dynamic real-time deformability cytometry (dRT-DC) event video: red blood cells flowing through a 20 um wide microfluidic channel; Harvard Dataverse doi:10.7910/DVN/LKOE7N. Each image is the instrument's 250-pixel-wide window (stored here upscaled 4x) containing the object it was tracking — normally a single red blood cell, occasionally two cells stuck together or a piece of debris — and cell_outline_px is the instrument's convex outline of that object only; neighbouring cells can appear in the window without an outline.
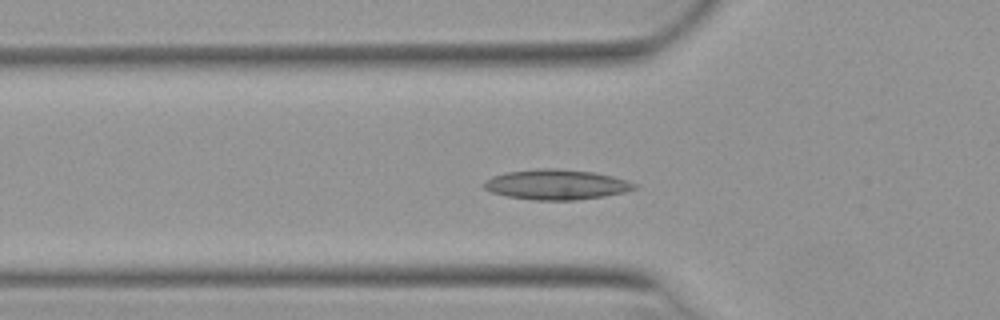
{"species": "Egyptian fruit bat (a non-hibernating species)", "species_latin": "Rousettus aegyptiacus", "temperature_condition": "warm", "stored_images_in_passage": 40, "camera_frame_rate_fps": 3000, "um_per_image_px": 0.085, "animal": {"sex": "female"}, "frame": {"image": 1, "passage_image": 14, "time_ms": 4.333, "image_size_px": [1000, 320], "cell_outline_px": [[636, 188], [624, 192], [604, 196], [576, 200], [532, 200], [508, 196], [492, 192], [484, 188], [484, 180], [492, 176], [508, 172], [536, 168], [556, 168], [592, 172], [612, 176], [636, 184]], "centroid_in_image_um": [47.26, 15.68], "position_along_channel_um": 78.5, "area_um2": 26.24}}
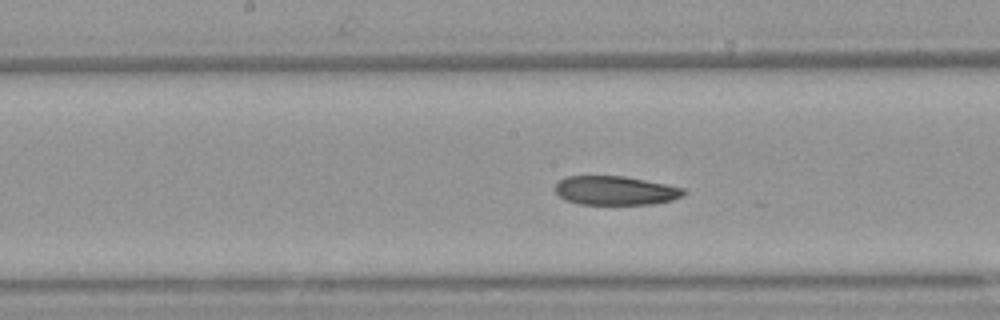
{"frame": {"image": 2, "passage_image": 23, "time_ms": 7.333, "image_size_px": [1000, 320], "cell_outline_px": [[688, 192], [684, 196], [672, 200], [652, 204], [580, 204], [564, 200], [556, 192], [556, 184], [560, 180], [568, 176], [624, 176], [684, 188]], "centroid_in_image_um": [52.33, 16.2], "position_along_channel_um": 195.9, "area_um2": 21.62}}
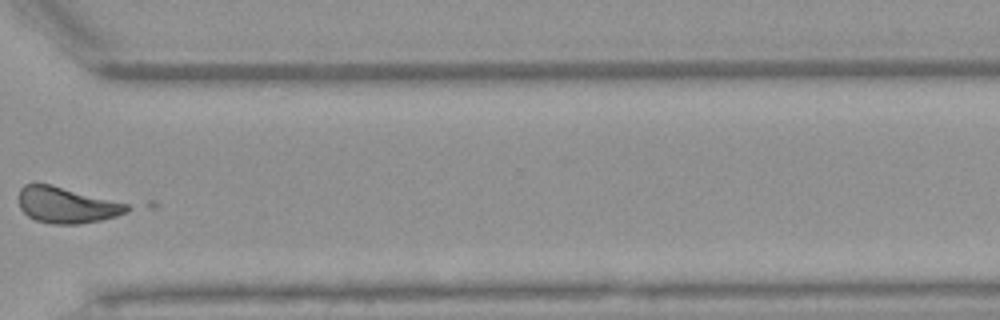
{"frame": {"image": 3, "passage_image": 36, "time_ms": 11.667, "image_size_px": [1000, 320], "cell_outline_px": [[136, 208], [128, 212], [116, 216], [100, 220], [80, 224], [52, 224], [36, 220], [28, 216], [20, 208], [20, 188], [24, 184], [52, 184], [128, 204]], "centroid_in_image_um": [5.71, 17.43], "position_along_channel_um": 364.9, "area_um2": 22.77}, "authors_computed_cell_mechanics": {"area_um2": 23.4957, "velocity_mm_per_s": 3.8948, "shape_relaxation_time_tau1_ms": null, "shape_relaxation_time_tau2_ms": 3.5302, "deformation_change_tau1": null, "deformation_change_tau2": 0.0995}}